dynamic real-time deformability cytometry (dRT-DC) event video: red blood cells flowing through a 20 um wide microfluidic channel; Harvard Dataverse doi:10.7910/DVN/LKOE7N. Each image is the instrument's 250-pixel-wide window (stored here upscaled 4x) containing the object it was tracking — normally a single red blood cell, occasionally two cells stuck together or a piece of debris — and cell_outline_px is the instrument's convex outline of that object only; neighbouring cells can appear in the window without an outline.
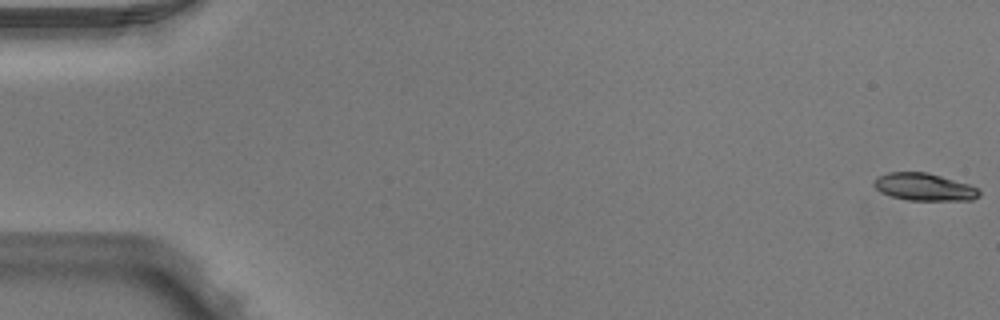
{"species": "Egyptian fruit bat (a non-hibernating species)", "species_latin": "Rousettus aegyptiacus", "temperature_condition": "warm", "stored_images_in_passage": 5, "camera_frame_rate_fps": 3000, "um_per_image_px": 0.085, "animal": {"sex": "male"}, "frame": {"image": 1, "passage_image": 1, "time_ms": 0.0, "image_size_px": [1000, 320], "cell_outline_px": [[980, 196], [972, 200], [908, 200], [892, 196], [880, 192], [872, 184], [872, 180], [876, 176], [888, 172], [924, 172], [940, 176], [968, 184], [980, 188]], "centroid_in_image_um": [78.53, 15.89], "position_along_channel_um": 6.5, "area_um2": 16.88}}
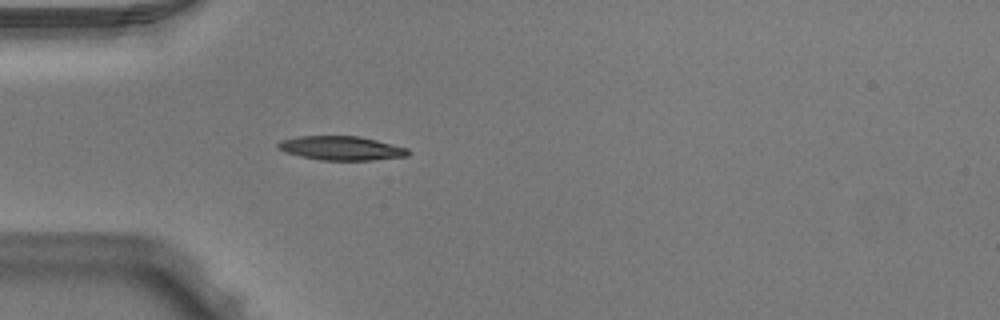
{"frame": {"image": 2, "passage_image": 5, "time_ms": 1.333, "image_size_px": [1000, 320], "cell_outline_px": [[412, 152], [408, 156], [372, 160], [320, 160], [300, 156], [284, 152], [276, 148], [276, 144], [280, 140], [296, 136], [360, 136], [408, 148]], "centroid_in_image_um": [28.98, 12.59], "position_along_channel_um": 56.0, "area_um2": 18.44}}